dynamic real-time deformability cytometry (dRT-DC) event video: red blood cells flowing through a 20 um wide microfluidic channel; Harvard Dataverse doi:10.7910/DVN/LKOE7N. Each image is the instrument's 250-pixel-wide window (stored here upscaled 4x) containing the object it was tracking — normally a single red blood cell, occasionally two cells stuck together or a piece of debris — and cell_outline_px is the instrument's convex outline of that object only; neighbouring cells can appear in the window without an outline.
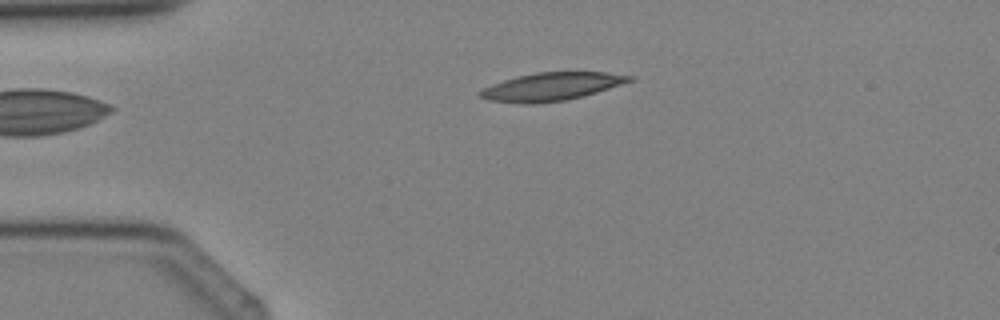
{"species": "Egyptian fruit bat (a non-hibernating species)", "species_latin": "Rousettus aegyptiacus", "temperature_condition": "cold", "stored_images_in_passage": 2, "camera_frame_rate_fps": 3000, "um_per_image_px": 0.085, "animal": {"sex": "female"}, "frame": {"image": 1, "passage_image": 1, "time_ms": 0.0, "image_size_px": [1000, 320], "cell_outline_px": [[636, 76], [632, 80], [596, 92], [564, 100], [532, 104], [520, 104], [488, 100], [480, 96], [476, 92], [492, 84], [504, 80], [536, 72], [608, 72]], "centroid_in_image_um": [46.84, 7.36], "position_along_channel_um": 38.2, "area_um2": 24.1}}